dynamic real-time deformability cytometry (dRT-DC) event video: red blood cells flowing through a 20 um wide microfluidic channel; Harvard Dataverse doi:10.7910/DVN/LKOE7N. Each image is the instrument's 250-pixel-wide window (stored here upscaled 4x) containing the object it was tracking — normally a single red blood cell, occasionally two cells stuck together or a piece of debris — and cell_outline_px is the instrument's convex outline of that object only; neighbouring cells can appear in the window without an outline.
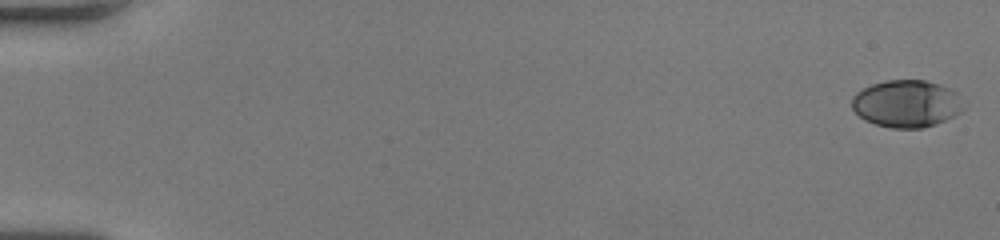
{"species": "human", "species_latin": "Homo sapiens", "temperature_condition": "room temperature", "stored_images_in_passage": 53, "camera_frame_rate_fps": 3000, "um_per_image_px": 0.085, "donor": {"sex": "female"}, "frame": {"image": 1, "passage_image": 1, "time_ms": 0.0, "image_size_px": [1000, 240], "cell_outline_px": [[964, 112], [956, 116], [936, 124], [920, 128], [892, 128], [876, 124], [864, 120], [852, 108], [852, 96], [856, 92], [872, 84], [888, 80], [924, 80], [940, 84], [952, 88], [956, 92], [964, 108]], "centroid_in_image_um": [77.08, 8.81], "position_along_channel_um": 7.9, "area_um2": 30.92}}
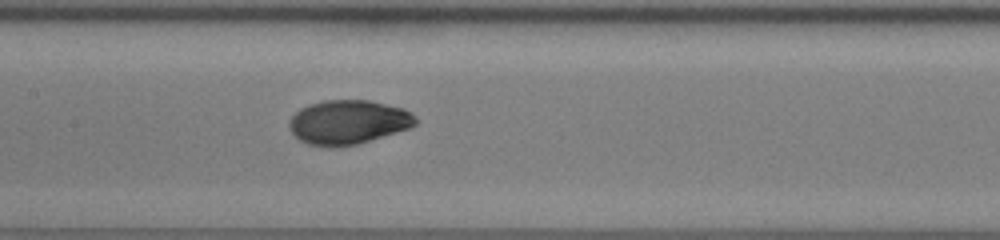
{"frame": {"image": 2, "passage_image": 28, "time_ms": 9.0, "image_size_px": [1000, 240], "cell_outline_px": [[420, 120], [416, 124], [408, 128], [396, 132], [356, 144], [332, 148], [328, 148], [308, 144], [300, 140], [288, 128], [288, 120], [300, 108], [308, 104], [324, 100], [368, 100], [404, 108], [412, 112]], "centroid_in_image_um": [29.58, 10.38], "position_along_channel_um": 177.8, "area_um2": 32.77}}
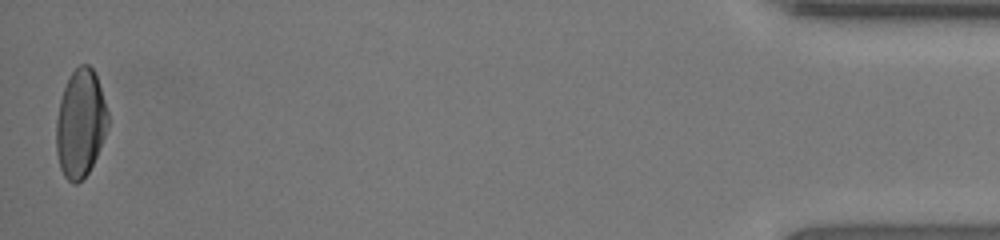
{"frame": {"image": 3, "passage_image": 53, "time_ms": 17.333, "image_size_px": [1000, 240], "cell_outline_px": [[108, 128], [96, 156], [88, 172], [76, 184], [72, 184], [64, 176], [60, 168], [56, 152], [56, 120], [60, 100], [68, 76], [80, 64], [88, 64], [92, 68], [96, 76], [108, 112]], "centroid_in_image_um": [6.82, 10.49], "position_along_channel_um": 428.4, "area_um2": 32.37}, "authors_computed_cell_mechanics": {"area_um2": 31.9056, "velocity_mm_per_s": 4.0498, "shape_relaxation_time_tau1_ms": 6.8207, "shape_relaxation_time_tau2_ms": 1.277, "deformation_change_tau1": 0.2319, "deformation_change_tau2": 0.0423}}